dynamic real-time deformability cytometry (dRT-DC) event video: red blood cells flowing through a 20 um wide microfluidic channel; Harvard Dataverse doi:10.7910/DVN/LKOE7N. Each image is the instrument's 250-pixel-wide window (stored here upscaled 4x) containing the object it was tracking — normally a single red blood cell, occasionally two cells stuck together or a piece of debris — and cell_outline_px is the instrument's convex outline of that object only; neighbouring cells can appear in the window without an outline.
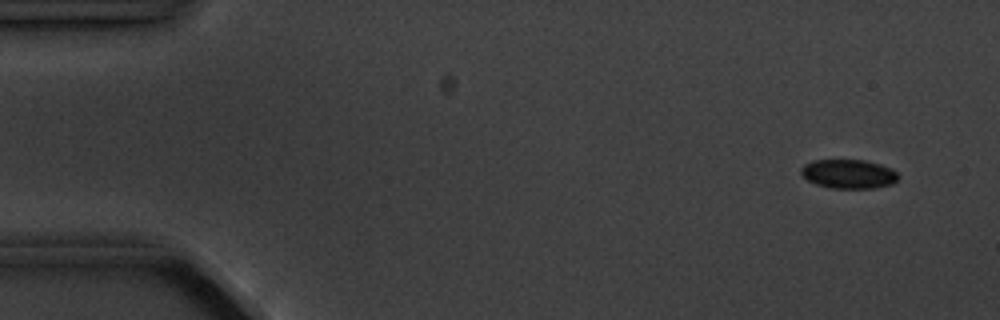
{"species": "common noctule bat (a hibernating species)", "species_latin": "Nyctalus noctula", "temperature_condition": "cold", "stored_images_in_passage": 5, "camera_frame_rate_fps": 3000, "um_per_image_px": 0.085, "animal": {"sex": "male", "body_mass_g": 20.1, "forearm_length_mm": 53.5}, "frame": {"image": 1, "passage_image": 1, "time_ms": 0.0, "image_size_px": [1000, 320], "cell_outline_px": [[896, 180], [892, 184], [872, 188], [832, 188], [816, 184], [808, 180], [800, 172], [800, 168], [804, 164], [812, 160], [864, 160], [880, 164], [892, 168], [896, 172]], "centroid_in_image_um": [72.1, 14.77], "position_along_channel_um": 12.9, "area_um2": 16.36}}